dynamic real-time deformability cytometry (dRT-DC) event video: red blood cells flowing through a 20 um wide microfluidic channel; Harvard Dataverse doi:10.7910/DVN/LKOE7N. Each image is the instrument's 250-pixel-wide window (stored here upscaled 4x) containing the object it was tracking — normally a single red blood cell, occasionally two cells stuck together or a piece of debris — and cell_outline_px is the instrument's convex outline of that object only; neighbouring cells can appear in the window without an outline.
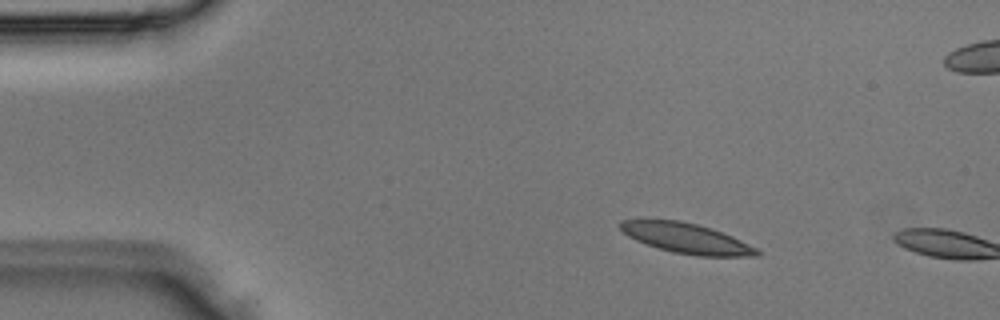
{"species": "Egyptian fruit bat (a non-hibernating species)", "species_latin": "Rousettus aegyptiacus", "temperature_condition": "room temperature", "stored_images_in_passage": 2, "camera_frame_rate_fps": 3000, "um_per_image_px": 0.085, "animal": {"sex": "male"}, "frame": {"image": 1, "passage_image": 1, "time_ms": 0.0, "image_size_px": [1000, 320], "cell_outline_px": [[760, 256], [696, 256], [672, 252], [636, 240], [628, 236], [620, 228], [620, 220], [680, 220], [696, 224], [732, 236], [756, 248], [760, 252]], "centroid_in_image_um": [58.35, 20.26], "position_along_channel_um": 26.6, "area_um2": 23.52}}